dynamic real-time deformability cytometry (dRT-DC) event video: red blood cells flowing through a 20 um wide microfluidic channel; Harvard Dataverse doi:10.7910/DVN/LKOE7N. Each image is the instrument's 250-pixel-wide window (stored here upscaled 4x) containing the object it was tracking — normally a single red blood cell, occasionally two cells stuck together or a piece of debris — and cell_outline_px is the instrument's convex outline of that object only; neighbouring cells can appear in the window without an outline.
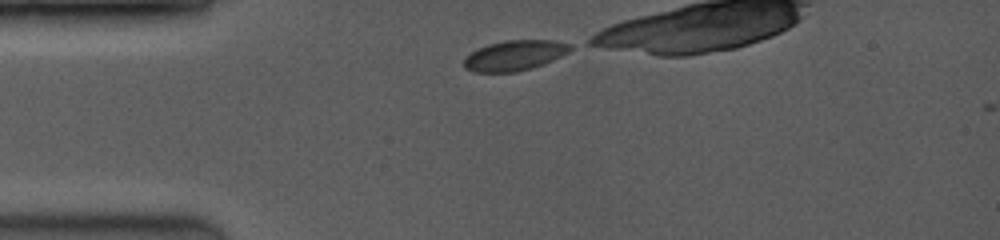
{"species": "common noctule bat (a hibernating species)", "species_latin": "Nyctalus noctula", "temperature_condition": "room temperature", "stored_images_in_passage": 9, "camera_frame_rate_fps": 3500, "um_per_image_px": 0.085, "animal": {"sex": "female", "body_mass_g": 19.0, "forearm_length_mm": 53.3}, "frame": {"image": 1, "passage_image": 1, "time_ms": 0.0, "image_size_px": [1000, 240], "cell_outline_px": [[572, 48], [568, 52], [544, 64], [532, 68], [516, 72], [472, 72], [464, 68], [464, 60], [476, 48], [488, 44], [508, 40], [552, 40], [572, 44]], "centroid_in_image_um": [43.74, 4.71], "position_along_channel_um": 41.3, "area_um2": 18.73}}
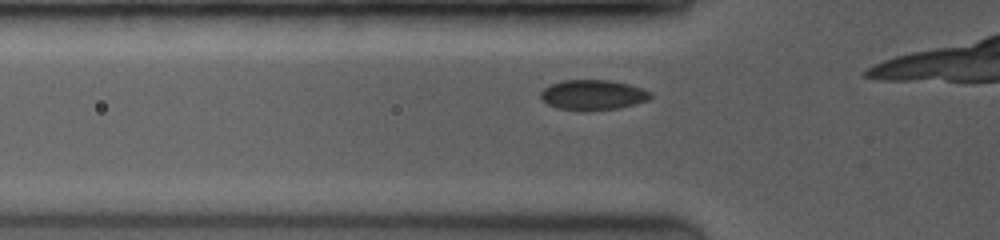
{"frame": {"image": 2, "passage_image": 6, "time_ms": 1.429, "image_size_px": [1000, 240], "cell_outline_px": [[652, 96], [648, 100], [636, 104], [620, 108], [584, 112], [556, 108], [548, 104], [540, 96], [540, 92], [544, 88], [552, 84], [564, 80], [608, 80], [628, 84], [652, 92]], "centroid_in_image_um": [50.4, 8.09], "position_along_channel_um": 75.4, "area_um2": 19.48}}